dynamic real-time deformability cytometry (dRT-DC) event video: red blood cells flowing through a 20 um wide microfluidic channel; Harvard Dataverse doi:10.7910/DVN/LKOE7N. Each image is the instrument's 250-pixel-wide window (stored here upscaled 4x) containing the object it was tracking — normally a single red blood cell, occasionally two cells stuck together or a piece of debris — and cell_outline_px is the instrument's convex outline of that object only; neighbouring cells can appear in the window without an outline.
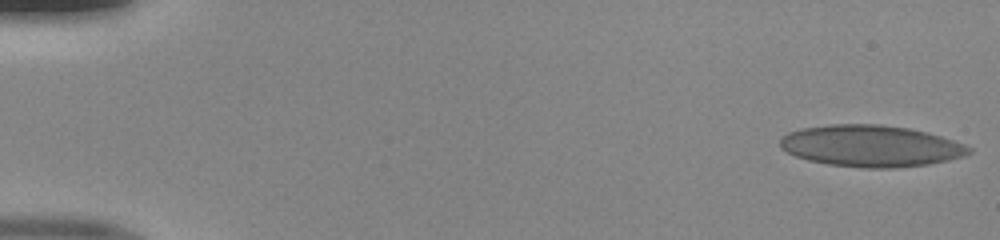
{"species": "human", "species_latin": "Homo sapiens", "temperature_condition": "room temperature", "stored_images_in_passage": 49, "camera_frame_rate_fps": 3000, "um_per_image_px": 0.085, "donor": {"sex": "male"}, "frame": {"image": 1, "passage_image": 1, "time_ms": 0.0, "image_size_px": [1000, 240], "cell_outline_px": [[972, 152], [964, 156], [948, 160], [928, 164], [892, 168], [864, 168], [828, 164], [808, 160], [796, 156], [780, 148], [780, 140], [788, 132], [804, 128], [828, 124], [880, 124], [908, 128], [940, 136], [964, 144], [972, 148]], "centroid_in_image_um": [74.02, 12.41], "position_along_channel_um": 11.0, "area_um2": 45.55}}
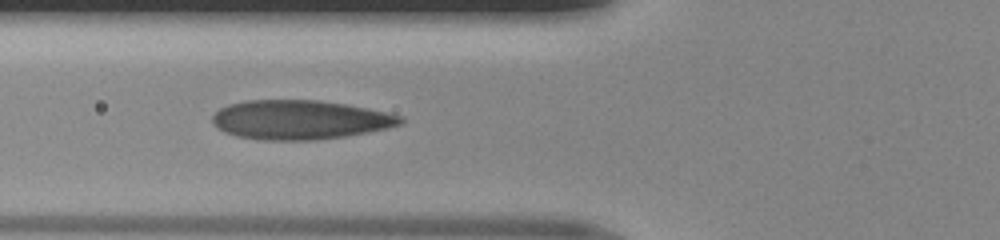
{"frame": {"image": 2, "passage_image": 19, "time_ms": 6.0, "image_size_px": [1000, 240], "cell_outline_px": [[404, 120], [400, 124], [368, 132], [344, 136], [312, 140], [264, 140], [236, 136], [224, 132], [216, 128], [212, 124], [212, 116], [220, 108], [228, 104], [244, 100], [320, 100], [348, 104], [368, 108], [404, 116]], "centroid_in_image_um": [25.45, 10.17], "position_along_channel_um": 100.3, "area_um2": 43.12}}
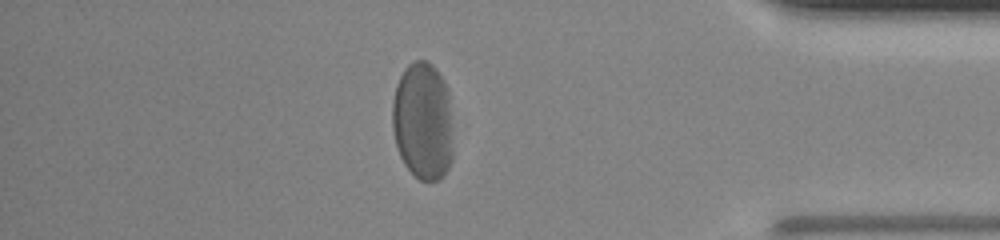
{"frame": {"image": 3, "passage_image": 43, "time_ms": 14.0, "image_size_px": [1000, 240], "cell_outline_px": [[452, 160], [444, 176], [440, 180], [420, 180], [404, 164], [400, 156], [396, 144], [392, 128], [392, 100], [396, 84], [404, 68], [412, 60], [428, 60], [436, 68], [444, 80], [448, 88], [452, 128]], "centroid_in_image_um": [35.94, 10.26], "position_along_channel_um": 399.3, "area_um2": 42.43}}